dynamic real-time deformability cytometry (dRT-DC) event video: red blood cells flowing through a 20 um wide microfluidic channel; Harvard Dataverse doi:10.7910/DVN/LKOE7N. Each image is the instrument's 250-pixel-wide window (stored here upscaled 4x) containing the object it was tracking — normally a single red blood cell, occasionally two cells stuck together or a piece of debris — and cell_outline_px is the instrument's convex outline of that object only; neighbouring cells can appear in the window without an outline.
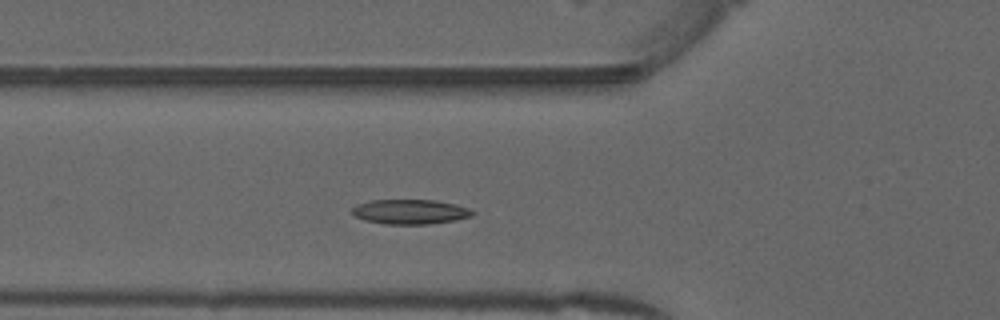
{"species": "common noctule bat (a hibernating species)", "species_latin": "Nyctalus noctula", "temperature_condition": "warm", "stored_images_in_passage": 43, "camera_frame_rate_fps": 3000, "um_per_image_px": 0.085, "animal": {"sex": "male", "forearm_length_mm": 52.5}, "frame": {"image": 1, "passage_image": 9, "time_ms": 2.667, "image_size_px": [1000, 320], "cell_outline_px": [[476, 212], [472, 216], [456, 220], [428, 224], [384, 224], [364, 220], [352, 216], [348, 212], [356, 204], [372, 200], [436, 200], [456, 204], [468, 208]], "centroid_in_image_um": [34.81, 18.0], "position_along_channel_um": 91.0, "area_um2": 17.63}}
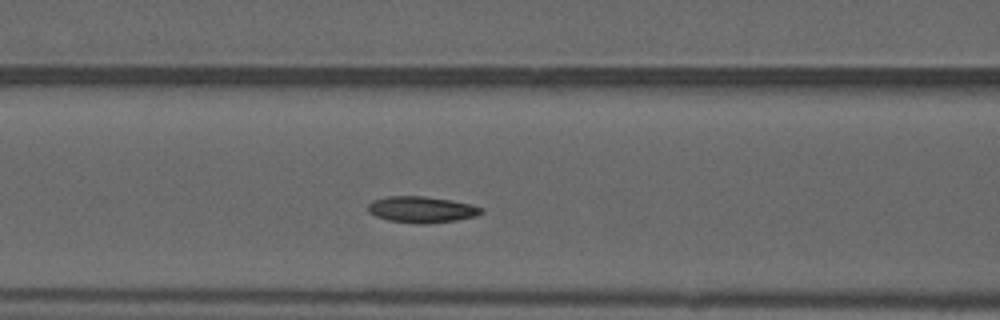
{"frame": {"image": 2, "passage_image": 12, "time_ms": 3.667, "image_size_px": [1000, 320], "cell_outline_px": [[484, 212], [476, 216], [456, 220], [424, 224], [416, 224], [388, 220], [376, 216], [368, 212], [368, 204], [372, 200], [388, 196], [424, 196], [448, 200], [468, 204], [484, 208]], "centroid_in_image_um": [35.81, 17.81], "position_along_channel_um": 130.8, "area_um2": 17.28}}
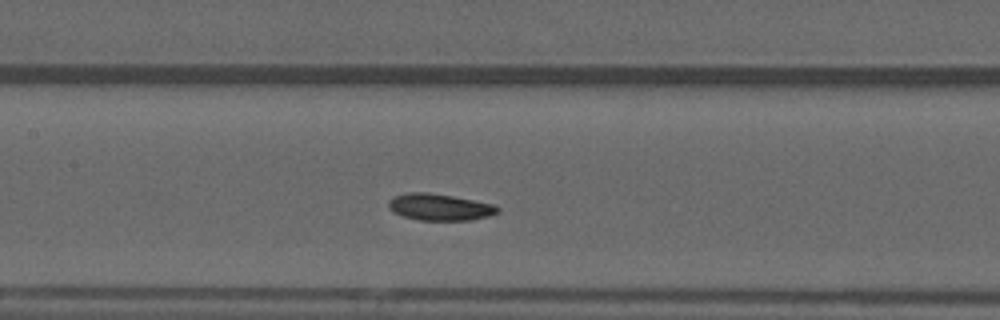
{"frame": {"image": 3, "passage_image": 15, "time_ms": 4.667, "image_size_px": [1000, 320], "cell_outline_px": [[500, 212], [488, 216], [468, 220], [420, 220], [404, 216], [392, 212], [388, 208], [388, 200], [396, 196], [408, 192], [428, 192], [452, 196], [496, 204], [500, 208]], "centroid_in_image_um": [37.39, 17.6], "position_along_channel_um": 170.0, "area_um2": 16.99}, "authors_computed_cell_mechanics": {"area_um2": 16.8198, "velocity_mm_per_s": 3.9316, "shape_relaxation_time_tau1_ms": 5.8138, "shape_relaxation_time_tau2_ms": null, "deformation_change_tau1": 0.1214, "deformation_change_tau2": null}}